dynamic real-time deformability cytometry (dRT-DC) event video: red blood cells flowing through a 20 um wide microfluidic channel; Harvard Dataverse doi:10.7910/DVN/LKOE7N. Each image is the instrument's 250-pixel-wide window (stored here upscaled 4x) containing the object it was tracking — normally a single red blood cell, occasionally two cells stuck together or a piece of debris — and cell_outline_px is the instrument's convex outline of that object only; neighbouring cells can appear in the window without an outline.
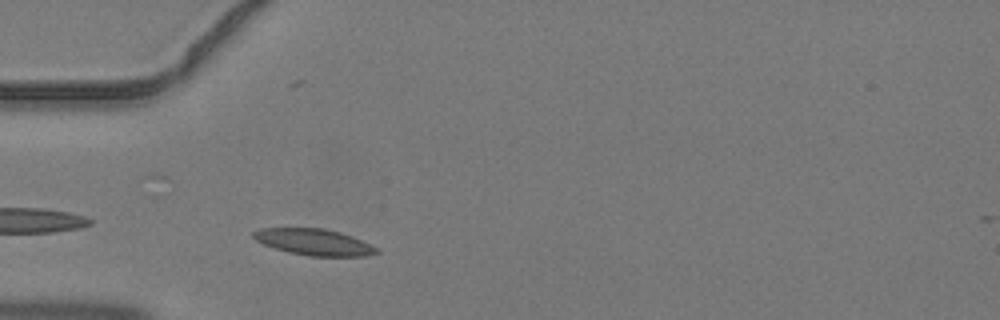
{"species": "common noctule bat (a hibernating species)", "species_latin": "Nyctalus noctula", "temperature_condition": "warm", "stored_images_in_passage": 2, "camera_frame_rate_fps": 3000, "um_per_image_px": 0.085, "animal": {"sex": "male", "body_mass_g": 19.2, "forearm_length_mm": 51.8}, "frame": {"image": 1, "passage_image": 2, "time_ms": 0.333, "image_size_px": [1000, 320], "cell_outline_px": [[380, 252], [364, 256], [308, 256], [288, 252], [264, 244], [256, 240], [252, 236], [252, 232], [260, 228], [324, 228], [340, 232], [352, 236], [380, 248]], "centroid_in_image_um": [26.72, 20.57], "position_along_channel_um": 58.3, "area_um2": 18.96}}